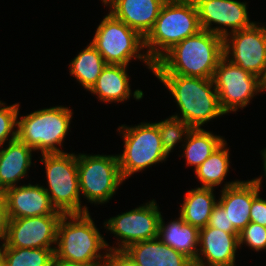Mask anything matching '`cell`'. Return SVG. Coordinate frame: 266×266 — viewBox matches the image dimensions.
Segmentation results:
<instances>
[{
    "label": "cell",
    "mask_w": 266,
    "mask_h": 266,
    "mask_svg": "<svg viewBox=\"0 0 266 266\" xmlns=\"http://www.w3.org/2000/svg\"><path fill=\"white\" fill-rule=\"evenodd\" d=\"M223 56L224 39L202 29L167 51L154 64L153 75L211 79Z\"/></svg>",
    "instance_id": "6da1fadb"
},
{
    "label": "cell",
    "mask_w": 266,
    "mask_h": 266,
    "mask_svg": "<svg viewBox=\"0 0 266 266\" xmlns=\"http://www.w3.org/2000/svg\"><path fill=\"white\" fill-rule=\"evenodd\" d=\"M169 91L179 110L170 115L192 128H203L208 122L226 115L222 110L212 78L182 75H154Z\"/></svg>",
    "instance_id": "7a4b0ae2"
},
{
    "label": "cell",
    "mask_w": 266,
    "mask_h": 266,
    "mask_svg": "<svg viewBox=\"0 0 266 266\" xmlns=\"http://www.w3.org/2000/svg\"><path fill=\"white\" fill-rule=\"evenodd\" d=\"M110 245L90 212L63 214L58 224L54 254L75 263H104Z\"/></svg>",
    "instance_id": "3957f363"
},
{
    "label": "cell",
    "mask_w": 266,
    "mask_h": 266,
    "mask_svg": "<svg viewBox=\"0 0 266 266\" xmlns=\"http://www.w3.org/2000/svg\"><path fill=\"white\" fill-rule=\"evenodd\" d=\"M201 29L194 0H167L149 33L145 50L155 64L167 51Z\"/></svg>",
    "instance_id": "277c9868"
},
{
    "label": "cell",
    "mask_w": 266,
    "mask_h": 266,
    "mask_svg": "<svg viewBox=\"0 0 266 266\" xmlns=\"http://www.w3.org/2000/svg\"><path fill=\"white\" fill-rule=\"evenodd\" d=\"M73 113L70 107L57 105L18 114L16 138L36 153L65 152L63 143L71 132Z\"/></svg>",
    "instance_id": "5b68a950"
},
{
    "label": "cell",
    "mask_w": 266,
    "mask_h": 266,
    "mask_svg": "<svg viewBox=\"0 0 266 266\" xmlns=\"http://www.w3.org/2000/svg\"><path fill=\"white\" fill-rule=\"evenodd\" d=\"M90 43L106 64L129 66L132 60H139L153 74L154 64L146 53L144 37L110 12L103 16Z\"/></svg>",
    "instance_id": "8992f818"
},
{
    "label": "cell",
    "mask_w": 266,
    "mask_h": 266,
    "mask_svg": "<svg viewBox=\"0 0 266 266\" xmlns=\"http://www.w3.org/2000/svg\"><path fill=\"white\" fill-rule=\"evenodd\" d=\"M40 163L45 167L46 186L55 209L63 214H82L89 212L83 205L79 188L77 153H45L40 155Z\"/></svg>",
    "instance_id": "52a82bcc"
},
{
    "label": "cell",
    "mask_w": 266,
    "mask_h": 266,
    "mask_svg": "<svg viewBox=\"0 0 266 266\" xmlns=\"http://www.w3.org/2000/svg\"><path fill=\"white\" fill-rule=\"evenodd\" d=\"M116 131L123 139L124 150L117 155L120 172L125 181L146 168L168 160L169 156L163 149L159 128L155 122L144 121L134 126L122 124Z\"/></svg>",
    "instance_id": "ba28073f"
},
{
    "label": "cell",
    "mask_w": 266,
    "mask_h": 266,
    "mask_svg": "<svg viewBox=\"0 0 266 266\" xmlns=\"http://www.w3.org/2000/svg\"><path fill=\"white\" fill-rule=\"evenodd\" d=\"M77 169L81 198L94 206L109 203L125 182L117 154L78 153Z\"/></svg>",
    "instance_id": "9c48e42d"
},
{
    "label": "cell",
    "mask_w": 266,
    "mask_h": 266,
    "mask_svg": "<svg viewBox=\"0 0 266 266\" xmlns=\"http://www.w3.org/2000/svg\"><path fill=\"white\" fill-rule=\"evenodd\" d=\"M161 215L163 213L153 199L104 220V229L117 241L109 250H125L133 243L157 238Z\"/></svg>",
    "instance_id": "30bf717a"
},
{
    "label": "cell",
    "mask_w": 266,
    "mask_h": 266,
    "mask_svg": "<svg viewBox=\"0 0 266 266\" xmlns=\"http://www.w3.org/2000/svg\"><path fill=\"white\" fill-rule=\"evenodd\" d=\"M212 80L220 106L226 115L243 110L255 96L264 92L260 78L232 63L225 56L219 61Z\"/></svg>",
    "instance_id": "8fae6325"
},
{
    "label": "cell",
    "mask_w": 266,
    "mask_h": 266,
    "mask_svg": "<svg viewBox=\"0 0 266 266\" xmlns=\"http://www.w3.org/2000/svg\"><path fill=\"white\" fill-rule=\"evenodd\" d=\"M224 56L263 81L266 77L265 22H255L227 35L224 38Z\"/></svg>",
    "instance_id": "7c38bea8"
},
{
    "label": "cell",
    "mask_w": 266,
    "mask_h": 266,
    "mask_svg": "<svg viewBox=\"0 0 266 266\" xmlns=\"http://www.w3.org/2000/svg\"><path fill=\"white\" fill-rule=\"evenodd\" d=\"M201 29L223 39L232 32L252 26L248 3L237 0H194Z\"/></svg>",
    "instance_id": "4fadbf2b"
},
{
    "label": "cell",
    "mask_w": 266,
    "mask_h": 266,
    "mask_svg": "<svg viewBox=\"0 0 266 266\" xmlns=\"http://www.w3.org/2000/svg\"><path fill=\"white\" fill-rule=\"evenodd\" d=\"M62 216L44 215L10 219L3 246L55 249L58 224Z\"/></svg>",
    "instance_id": "5bb4252c"
},
{
    "label": "cell",
    "mask_w": 266,
    "mask_h": 266,
    "mask_svg": "<svg viewBox=\"0 0 266 266\" xmlns=\"http://www.w3.org/2000/svg\"><path fill=\"white\" fill-rule=\"evenodd\" d=\"M1 196L4 198L10 219L44 215H63L53 206L50 196L41 183L21 184L8 188Z\"/></svg>",
    "instance_id": "9a60e30c"
},
{
    "label": "cell",
    "mask_w": 266,
    "mask_h": 266,
    "mask_svg": "<svg viewBox=\"0 0 266 266\" xmlns=\"http://www.w3.org/2000/svg\"><path fill=\"white\" fill-rule=\"evenodd\" d=\"M239 233H227L206 226L199 229L198 256L194 266H234L239 248Z\"/></svg>",
    "instance_id": "2e32d148"
},
{
    "label": "cell",
    "mask_w": 266,
    "mask_h": 266,
    "mask_svg": "<svg viewBox=\"0 0 266 266\" xmlns=\"http://www.w3.org/2000/svg\"><path fill=\"white\" fill-rule=\"evenodd\" d=\"M128 66L107 64L96 83L89 90L91 95L96 96L99 102L112 104L129 101L130 97L140 101L144 97L141 89L132 92Z\"/></svg>",
    "instance_id": "e0dca14e"
},
{
    "label": "cell",
    "mask_w": 266,
    "mask_h": 266,
    "mask_svg": "<svg viewBox=\"0 0 266 266\" xmlns=\"http://www.w3.org/2000/svg\"><path fill=\"white\" fill-rule=\"evenodd\" d=\"M33 152L34 149L17 138L0 147V195L8 188L20 185L21 180H27L30 167L35 166Z\"/></svg>",
    "instance_id": "ac0fdd59"
},
{
    "label": "cell",
    "mask_w": 266,
    "mask_h": 266,
    "mask_svg": "<svg viewBox=\"0 0 266 266\" xmlns=\"http://www.w3.org/2000/svg\"><path fill=\"white\" fill-rule=\"evenodd\" d=\"M167 0H113L107 8L116 19L145 37Z\"/></svg>",
    "instance_id": "d6986e66"
},
{
    "label": "cell",
    "mask_w": 266,
    "mask_h": 266,
    "mask_svg": "<svg viewBox=\"0 0 266 266\" xmlns=\"http://www.w3.org/2000/svg\"><path fill=\"white\" fill-rule=\"evenodd\" d=\"M219 191L218 203L227 212L229 224L241 232L250 223L252 200L261 193V189L248 179Z\"/></svg>",
    "instance_id": "ffe728a7"
},
{
    "label": "cell",
    "mask_w": 266,
    "mask_h": 266,
    "mask_svg": "<svg viewBox=\"0 0 266 266\" xmlns=\"http://www.w3.org/2000/svg\"><path fill=\"white\" fill-rule=\"evenodd\" d=\"M124 251L138 266H194L190 258L158 237L133 243Z\"/></svg>",
    "instance_id": "44dd1931"
},
{
    "label": "cell",
    "mask_w": 266,
    "mask_h": 266,
    "mask_svg": "<svg viewBox=\"0 0 266 266\" xmlns=\"http://www.w3.org/2000/svg\"><path fill=\"white\" fill-rule=\"evenodd\" d=\"M163 218L161 215L158 238L194 262L198 256L199 229L185 223L180 216L168 223H165Z\"/></svg>",
    "instance_id": "7402d4cb"
},
{
    "label": "cell",
    "mask_w": 266,
    "mask_h": 266,
    "mask_svg": "<svg viewBox=\"0 0 266 266\" xmlns=\"http://www.w3.org/2000/svg\"><path fill=\"white\" fill-rule=\"evenodd\" d=\"M225 140L215 151L194 170L196 179L200 181V186L205 188H214L221 186L222 189L237 184L240 180L224 182L231 167L230 162V146L228 147ZM216 187V188H215Z\"/></svg>",
    "instance_id": "603a6c76"
},
{
    "label": "cell",
    "mask_w": 266,
    "mask_h": 266,
    "mask_svg": "<svg viewBox=\"0 0 266 266\" xmlns=\"http://www.w3.org/2000/svg\"><path fill=\"white\" fill-rule=\"evenodd\" d=\"M214 188L196 187L187 190L178 216L198 229L207 226L214 206L218 203Z\"/></svg>",
    "instance_id": "cb8c5ba5"
},
{
    "label": "cell",
    "mask_w": 266,
    "mask_h": 266,
    "mask_svg": "<svg viewBox=\"0 0 266 266\" xmlns=\"http://www.w3.org/2000/svg\"><path fill=\"white\" fill-rule=\"evenodd\" d=\"M225 137L207 131L204 128H192L185 143L182 154L186 166L197 169L223 142Z\"/></svg>",
    "instance_id": "d4e9b609"
},
{
    "label": "cell",
    "mask_w": 266,
    "mask_h": 266,
    "mask_svg": "<svg viewBox=\"0 0 266 266\" xmlns=\"http://www.w3.org/2000/svg\"><path fill=\"white\" fill-rule=\"evenodd\" d=\"M106 65L102 55L89 42L69 63V75L89 91Z\"/></svg>",
    "instance_id": "484cf974"
},
{
    "label": "cell",
    "mask_w": 266,
    "mask_h": 266,
    "mask_svg": "<svg viewBox=\"0 0 266 266\" xmlns=\"http://www.w3.org/2000/svg\"><path fill=\"white\" fill-rule=\"evenodd\" d=\"M55 249L0 247L2 266H52Z\"/></svg>",
    "instance_id": "4316f807"
},
{
    "label": "cell",
    "mask_w": 266,
    "mask_h": 266,
    "mask_svg": "<svg viewBox=\"0 0 266 266\" xmlns=\"http://www.w3.org/2000/svg\"><path fill=\"white\" fill-rule=\"evenodd\" d=\"M155 123L159 128L163 149L168 156H170V153H172L179 144L178 148H182L188 134L192 130V127L186 122L170 115L162 121H155Z\"/></svg>",
    "instance_id": "83f0119b"
},
{
    "label": "cell",
    "mask_w": 266,
    "mask_h": 266,
    "mask_svg": "<svg viewBox=\"0 0 266 266\" xmlns=\"http://www.w3.org/2000/svg\"><path fill=\"white\" fill-rule=\"evenodd\" d=\"M0 100V147L17 137V119L20 104L7 105Z\"/></svg>",
    "instance_id": "f1b7e54d"
},
{
    "label": "cell",
    "mask_w": 266,
    "mask_h": 266,
    "mask_svg": "<svg viewBox=\"0 0 266 266\" xmlns=\"http://www.w3.org/2000/svg\"><path fill=\"white\" fill-rule=\"evenodd\" d=\"M239 248L245 245L254 252H266V227L250 222L239 232ZM244 245V246H243Z\"/></svg>",
    "instance_id": "f546056e"
},
{
    "label": "cell",
    "mask_w": 266,
    "mask_h": 266,
    "mask_svg": "<svg viewBox=\"0 0 266 266\" xmlns=\"http://www.w3.org/2000/svg\"><path fill=\"white\" fill-rule=\"evenodd\" d=\"M207 226L216 228L227 233H238L232 224H229V218L224 208L217 203L210 215Z\"/></svg>",
    "instance_id": "4dcf8cb0"
},
{
    "label": "cell",
    "mask_w": 266,
    "mask_h": 266,
    "mask_svg": "<svg viewBox=\"0 0 266 266\" xmlns=\"http://www.w3.org/2000/svg\"><path fill=\"white\" fill-rule=\"evenodd\" d=\"M259 193L253 200L250 208V222L266 227V198Z\"/></svg>",
    "instance_id": "1f68e13d"
},
{
    "label": "cell",
    "mask_w": 266,
    "mask_h": 266,
    "mask_svg": "<svg viewBox=\"0 0 266 266\" xmlns=\"http://www.w3.org/2000/svg\"><path fill=\"white\" fill-rule=\"evenodd\" d=\"M103 266H138L124 250H109Z\"/></svg>",
    "instance_id": "d6a6232c"
},
{
    "label": "cell",
    "mask_w": 266,
    "mask_h": 266,
    "mask_svg": "<svg viewBox=\"0 0 266 266\" xmlns=\"http://www.w3.org/2000/svg\"><path fill=\"white\" fill-rule=\"evenodd\" d=\"M9 220L10 218L7 211L5 200L0 195V241H1L0 247L5 244L8 234Z\"/></svg>",
    "instance_id": "836d02e7"
},
{
    "label": "cell",
    "mask_w": 266,
    "mask_h": 266,
    "mask_svg": "<svg viewBox=\"0 0 266 266\" xmlns=\"http://www.w3.org/2000/svg\"><path fill=\"white\" fill-rule=\"evenodd\" d=\"M52 266H103V263H75L68 260H62L54 255Z\"/></svg>",
    "instance_id": "e575fe53"
},
{
    "label": "cell",
    "mask_w": 266,
    "mask_h": 266,
    "mask_svg": "<svg viewBox=\"0 0 266 266\" xmlns=\"http://www.w3.org/2000/svg\"><path fill=\"white\" fill-rule=\"evenodd\" d=\"M260 154H261V158L263 159L262 163L263 164V175H259L258 177H255V178H252L251 180L260 188V189H263V177L266 179V148H263L261 151H260ZM266 183V181H265ZM262 187V188H261Z\"/></svg>",
    "instance_id": "d590c367"
},
{
    "label": "cell",
    "mask_w": 266,
    "mask_h": 266,
    "mask_svg": "<svg viewBox=\"0 0 266 266\" xmlns=\"http://www.w3.org/2000/svg\"><path fill=\"white\" fill-rule=\"evenodd\" d=\"M104 7H107L113 0H100Z\"/></svg>",
    "instance_id": "8d00e7d4"
},
{
    "label": "cell",
    "mask_w": 266,
    "mask_h": 266,
    "mask_svg": "<svg viewBox=\"0 0 266 266\" xmlns=\"http://www.w3.org/2000/svg\"><path fill=\"white\" fill-rule=\"evenodd\" d=\"M263 88H264V92L266 91V77L265 79L263 80Z\"/></svg>",
    "instance_id": "74e56055"
}]
</instances>
